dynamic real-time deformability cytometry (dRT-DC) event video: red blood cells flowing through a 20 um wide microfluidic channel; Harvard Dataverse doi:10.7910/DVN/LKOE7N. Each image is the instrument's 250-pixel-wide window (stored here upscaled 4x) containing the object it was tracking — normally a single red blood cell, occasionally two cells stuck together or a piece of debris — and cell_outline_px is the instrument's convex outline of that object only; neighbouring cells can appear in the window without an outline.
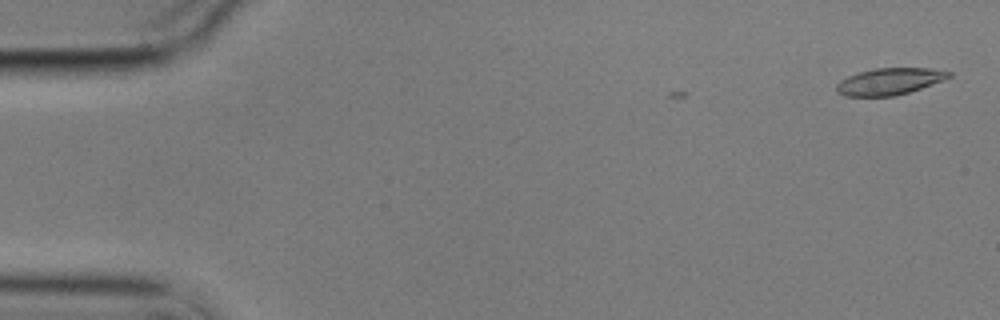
{"species": "common noctule bat (a hibernating species)", "species_latin": "Nyctalus noctula", "temperature_condition": "cold", "stored_images_in_passage": 7, "camera_frame_rate_fps": 3000, "um_per_image_px": 0.085, "animal": {"sex": "male", "body_mass_g": 17.9}, "frame": {"image": 1, "passage_image": 7, "time_ms": 2.0, "image_size_px": [1000, 320], "cell_outline_px": [[952, 76], [944, 80], [908, 92], [892, 96], [844, 96], [836, 92], [836, 84], [840, 80], [848, 76], [872, 68], [932, 68], [952, 72]], "centroid_in_image_um": [75.6, 6.91], "position_along_channel_um": 9.4, "area_um2": 17.51}}